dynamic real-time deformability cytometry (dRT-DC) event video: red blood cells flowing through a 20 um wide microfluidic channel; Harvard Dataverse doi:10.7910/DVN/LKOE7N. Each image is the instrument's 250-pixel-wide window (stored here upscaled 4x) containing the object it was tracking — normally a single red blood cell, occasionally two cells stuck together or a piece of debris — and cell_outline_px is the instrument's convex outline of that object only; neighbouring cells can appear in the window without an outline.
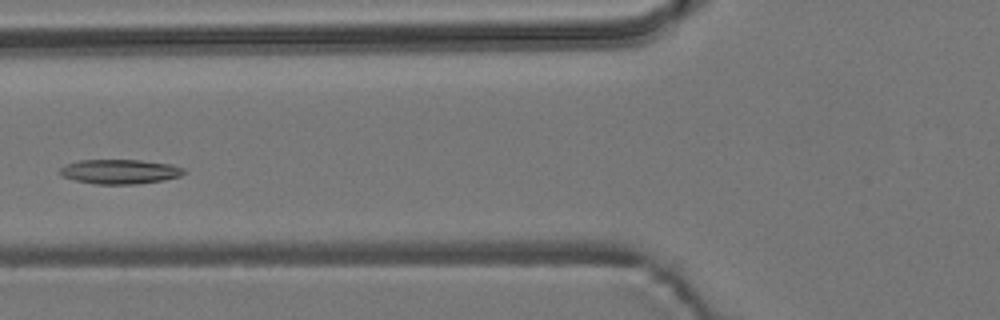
{"species": "common noctule bat (a hibernating species)", "species_latin": "Nyctalus noctula", "temperature_condition": "room temperature", "stored_images_in_passage": 8, "camera_frame_rate_fps": 3000, "um_per_image_px": 0.085, "animal": {"sex": "male", "body_mass_g": 19.2, "forearm_length_mm": 51.8}, "frame": {"image": 1, "passage_image": 6, "time_ms": 6.0, "image_size_px": [1000, 320], "cell_outline_px": [[188, 172], [180, 176], [164, 180], [136, 184], [96, 184], [76, 180], [64, 176], [60, 172], [60, 168], [68, 164], [80, 160], [140, 160], [172, 164], [184, 168]], "centroid_in_image_um": [10.27, 14.58], "position_along_channel_um": 115.5, "area_um2": 17.63}}
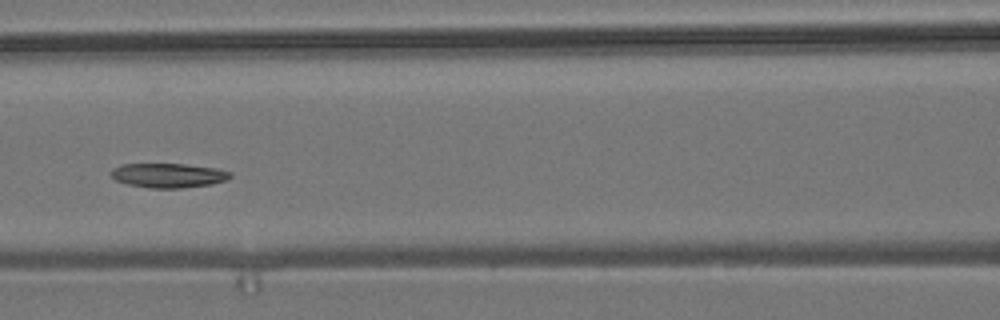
{"frame": {"image": 2, "passage_image": 7, "time_ms": 7.0, "image_size_px": [1000, 320], "cell_outline_px": [[232, 176], [224, 180], [212, 184], [180, 188], [148, 188], [128, 184], [116, 180], [112, 176], [112, 168], [120, 164], [184, 164], [216, 168], [232, 172]], "centroid_in_image_um": [14.31, 14.9], "position_along_channel_um": 152.3, "area_um2": 16.88}}
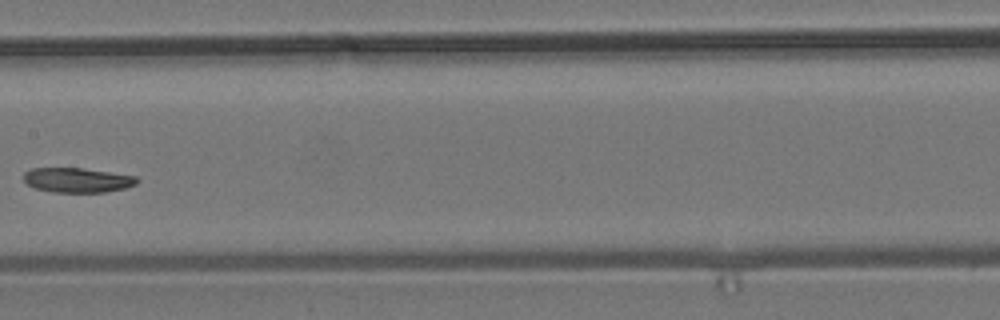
{"frame": {"image": 3, "passage_image": 8, "time_ms": 8.333, "image_size_px": [1000, 320], "cell_outline_px": [[140, 180], [136, 184], [124, 188], [104, 192], [52, 192], [36, 188], [28, 184], [24, 180], [24, 172], [32, 168], [80, 168], [136, 176]], "centroid_in_image_um": [6.57, 15.31], "position_along_channel_um": 200.8, "area_um2": 16.13}}